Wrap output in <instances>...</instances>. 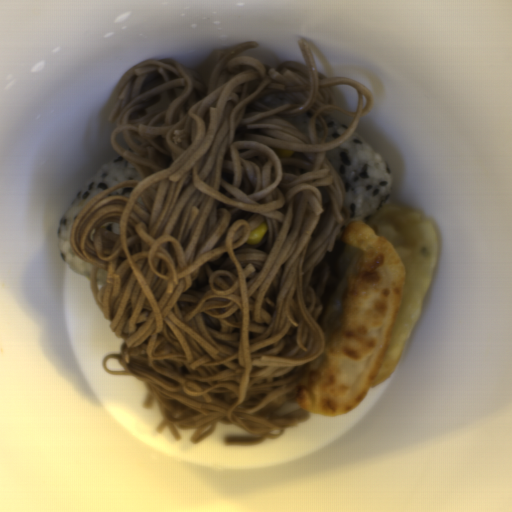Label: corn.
Listing matches in <instances>:
<instances>
[{
    "mask_svg": "<svg viewBox=\"0 0 512 512\" xmlns=\"http://www.w3.org/2000/svg\"><path fill=\"white\" fill-rule=\"evenodd\" d=\"M268 230L267 224L261 222L258 226L250 230L249 236L246 240L249 245H257L260 243Z\"/></svg>",
    "mask_w": 512,
    "mask_h": 512,
    "instance_id": "51d56268",
    "label": "corn"
}]
</instances>
